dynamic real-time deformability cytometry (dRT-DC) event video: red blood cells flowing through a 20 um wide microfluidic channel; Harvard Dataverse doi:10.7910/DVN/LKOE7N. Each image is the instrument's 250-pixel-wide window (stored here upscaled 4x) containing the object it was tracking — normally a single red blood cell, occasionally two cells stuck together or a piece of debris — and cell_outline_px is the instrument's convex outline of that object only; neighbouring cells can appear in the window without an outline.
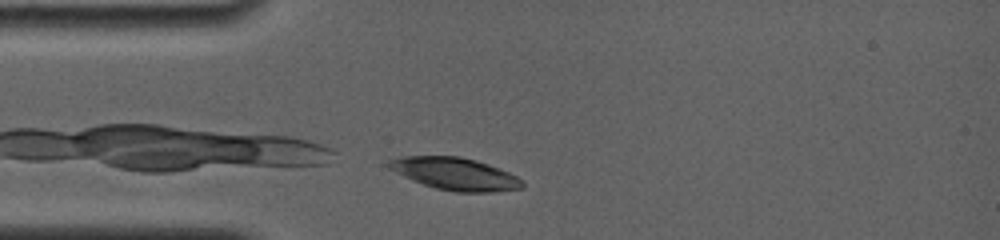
{"species": "common noctule bat (a hibernating species)", "species_latin": "Nyctalus noctula", "temperature_condition": "room temperature", "stored_images_in_passage": 43, "camera_frame_rate_fps": 4000, "um_per_image_px": 0.085, "animal": {"sex": "female", "body_mass_g": 19.0, "forearm_length_mm": 56.7}, "frame": {"image": 1, "passage_image": 1, "time_ms": 0.0, "image_size_px": [1000, 240], "cell_outline_px": [[524, 188], [492, 192], [456, 192], [436, 188], [412, 180], [388, 168], [388, 160], [400, 156], [460, 156], [476, 160], [500, 168], [516, 176], [524, 184]], "centroid_in_image_um": [38.68, 14.77], "position_along_channel_um": 46.3, "area_um2": 25.09}}
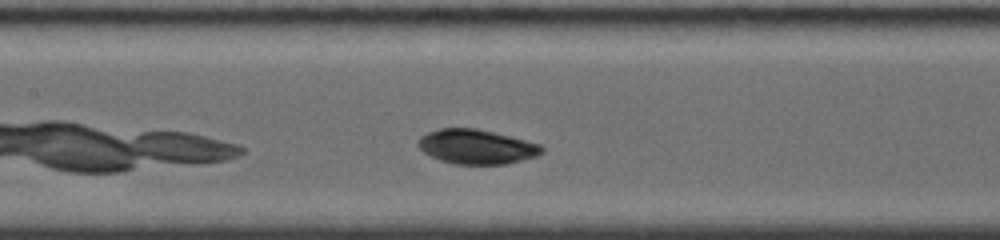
{"frame": {"image": 2, "passage_image": 11, "time_ms": 3.5, "image_size_px": [1000, 240], "cell_outline_px": [[544, 152], [536, 156], [504, 164], [456, 164], [440, 160], [424, 152], [416, 144], [416, 140], [420, 136], [428, 132], [440, 128], [476, 128], [544, 144]], "centroid_in_image_um": [40.51, 12.46], "position_along_channel_um": 166.9, "area_um2": 24.97}}
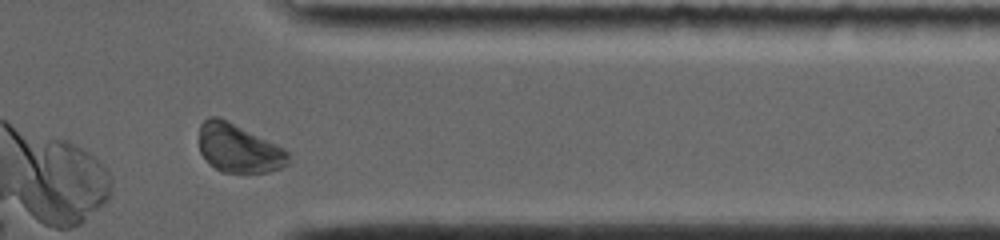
{"frame": {"image": 3, "passage_image": 38, "time_ms": 9.5, "image_size_px": [1000, 240], "cell_outline_px": [[288, 164], [280, 168], [268, 172], [224, 172], [208, 164], [200, 152], [200, 124], [208, 116], [216, 116], [276, 144], [284, 148], [288, 152]], "centroid_in_image_um": [20.26, 12.62], "position_along_channel_um": 391.1, "area_um2": 24.8}, "authors_computed_cell_mechanics": {"area_um2": 24.7384, "velocity_mm_per_s": 3.7349, "shape_relaxation_time_tau1_ms": 4.0127, "shape_relaxation_time_tau2_ms": 4.2141, "deformation_change_tau1": 0.178, "deformation_change_tau2": 0.0498}}